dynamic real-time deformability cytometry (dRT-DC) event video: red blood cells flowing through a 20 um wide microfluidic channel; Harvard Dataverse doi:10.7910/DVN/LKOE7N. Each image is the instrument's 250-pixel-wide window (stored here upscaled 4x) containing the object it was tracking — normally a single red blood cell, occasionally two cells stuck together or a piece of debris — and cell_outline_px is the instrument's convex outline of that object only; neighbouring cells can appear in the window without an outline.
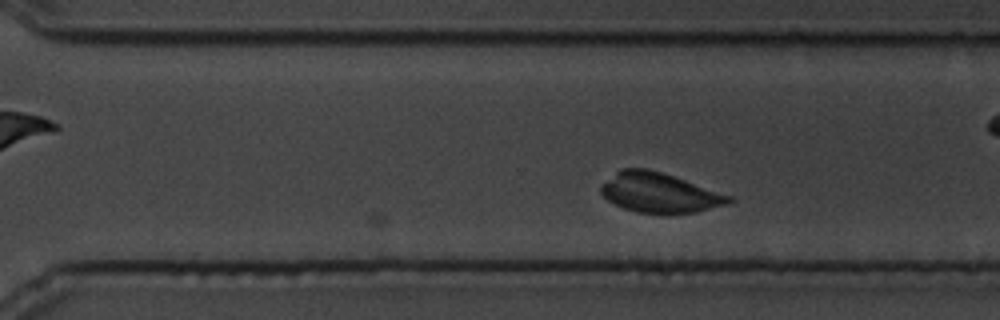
{"species": "common noctule bat (a hibernating species)", "species_latin": "Nyctalus noctula", "temperature_condition": "cold", "stored_images_in_passage": 53, "camera_frame_rate_fps": 3000, "um_per_image_px": 0.085, "animal": {"sex": "male", "body_mass_g": 19.5, "forearm_length_mm": 54.6}, "frame": {"image": 1, "passage_image": 38, "time_ms": 12.333, "image_size_px": [1000, 320], "cell_outline_px": [[736, 200], [728, 204], [696, 212], [668, 216], [636, 212], [624, 208], [608, 200], [600, 192], [600, 184], [620, 168], [648, 168], [732, 196]], "centroid_in_image_um": [56.04, 16.41], "position_along_channel_um": 314.6, "area_um2": 30.06}}